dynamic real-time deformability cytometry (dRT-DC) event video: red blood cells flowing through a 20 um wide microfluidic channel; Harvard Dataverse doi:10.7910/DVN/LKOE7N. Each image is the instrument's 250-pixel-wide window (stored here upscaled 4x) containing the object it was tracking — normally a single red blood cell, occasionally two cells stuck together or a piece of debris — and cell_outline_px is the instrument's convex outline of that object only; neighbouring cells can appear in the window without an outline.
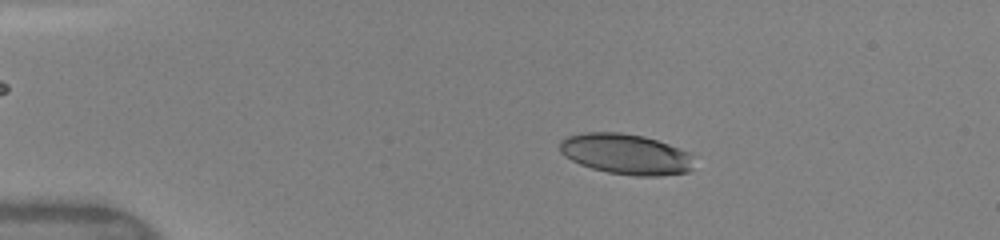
{"species": "human", "species_latin": "Homo sapiens", "temperature_condition": "warm", "stored_images_in_passage": 46, "camera_frame_rate_fps": 3000, "um_per_image_px": 0.085, "donor": {"sex": "female"}, "frame": {"image": 1, "passage_image": 9, "time_ms": 2.667, "image_size_px": [1000, 240], "cell_outline_px": [[696, 168], [688, 172], [660, 176], [636, 176], [608, 172], [592, 168], [580, 164], [564, 156], [560, 152], [560, 140], [568, 136], [584, 132], [620, 132], [644, 136], [668, 144], [688, 152], [692, 156]], "centroid_in_image_um": [53.22, 13.1], "position_along_channel_um": 31.8, "area_um2": 31.91}}
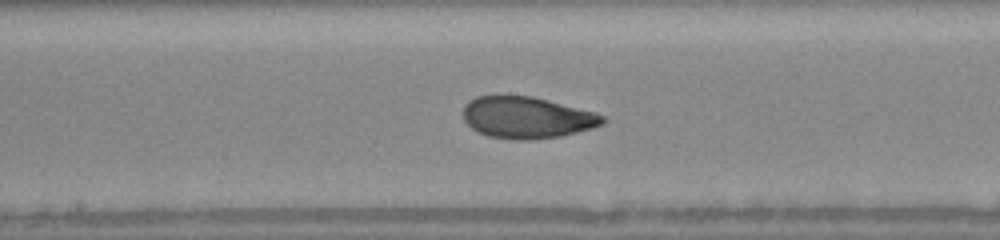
{"frame": {"image": 2, "passage_image": 26, "time_ms": 8.333, "image_size_px": [1000, 240], "cell_outline_px": [[608, 120], [604, 124], [592, 128], [560, 136], [532, 140], [520, 140], [488, 136], [472, 128], [464, 120], [464, 104], [468, 100], [476, 96], [532, 96], [596, 112], [604, 116]], "centroid_in_image_um": [44.81, 9.99], "position_along_channel_um": 203.4, "area_um2": 33.81}}
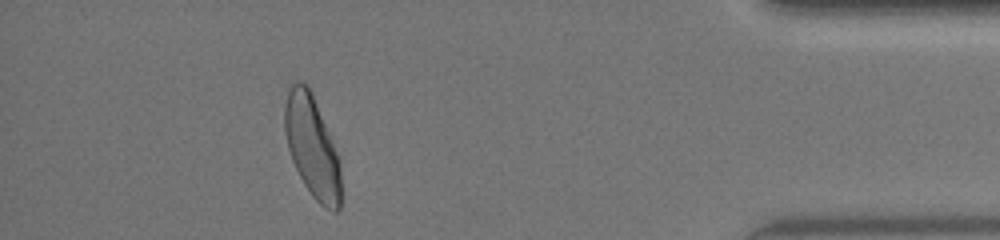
{"frame": {"image": 3, "passage_image": 44, "time_ms": 14.333, "image_size_px": [1000, 240], "cell_outline_px": [[340, 208], [336, 212], [332, 212], [324, 208], [312, 196], [304, 184], [292, 160], [288, 148], [284, 128], [284, 108], [288, 92], [292, 84], [300, 80], [308, 84], [340, 156]], "centroid_in_image_um": [26.54, 12.47], "position_along_channel_um": 408.7, "area_um2": 33.52}, "authors_computed_cell_mechanics": {"area_um2": 33.2928, "velocity_mm_per_s": 4.1349, "shape_relaxation_time_tau1_ms": 5.6864, "shape_relaxation_time_tau2_ms": 1.3083, "deformation_change_tau1": 0.2108, "deformation_change_tau2": 0.0679}}